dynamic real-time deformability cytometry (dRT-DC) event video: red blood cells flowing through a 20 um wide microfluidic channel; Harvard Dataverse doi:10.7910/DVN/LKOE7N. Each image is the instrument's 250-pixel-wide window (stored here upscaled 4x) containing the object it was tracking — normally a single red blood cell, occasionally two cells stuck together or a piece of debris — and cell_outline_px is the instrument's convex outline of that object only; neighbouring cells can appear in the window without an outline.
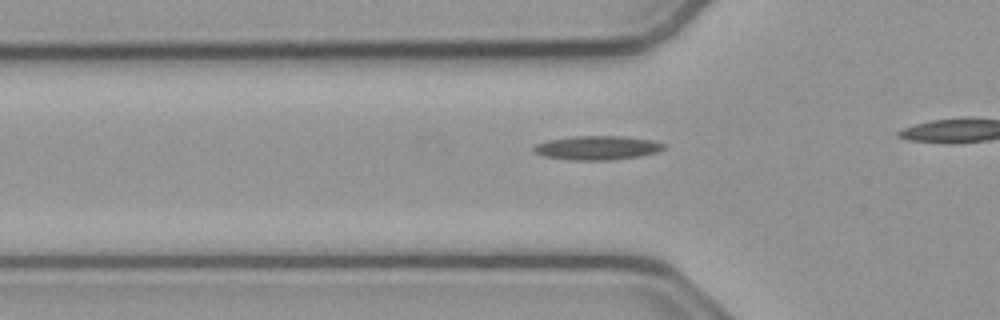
{"species": "common noctule bat (a hibernating species)", "species_latin": "Nyctalus noctula", "temperature_condition": "cold", "stored_images_in_passage": 28, "camera_frame_rate_fps": 3000, "um_per_image_px": 0.085, "animal": {"sex": "male", "body_mass_g": 23.1, "forearm_length_mm": 52.7}, "frame": {"image": 1, "passage_image": 7, "time_ms": 2.0, "image_size_px": [1000, 320], "cell_outline_px": [[668, 144], [664, 148], [656, 152], [640, 156], [612, 160], [572, 160], [544, 156], [536, 152], [532, 148], [536, 144], [548, 140], [572, 136], [624, 136], [652, 140]], "centroid_in_image_um": [50.8, 12.56], "position_along_channel_um": 75.0, "area_um2": 18.21}}
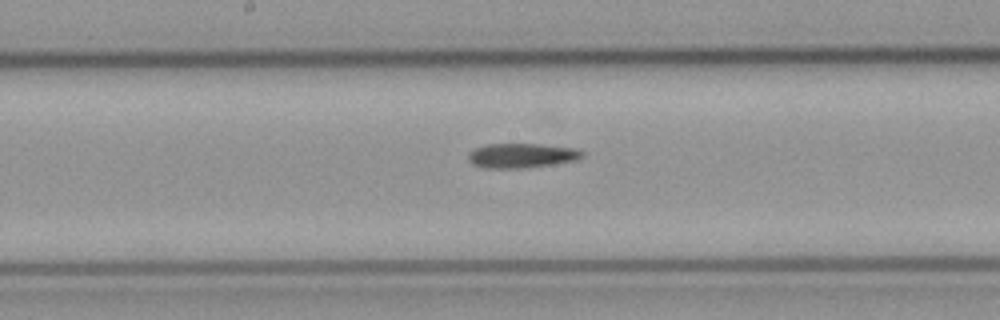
{"frame": {"image": 2, "passage_image": 17, "time_ms": 5.333, "image_size_px": [1000, 320], "cell_outline_px": [[584, 156], [576, 160], [552, 164], [524, 168], [484, 168], [472, 164], [468, 160], [468, 152], [472, 148], [488, 144], [536, 144], [576, 148], [584, 152]], "centroid_in_image_um": [44.3, 13.22], "position_along_channel_um": 203.9, "area_um2": 16.42}}
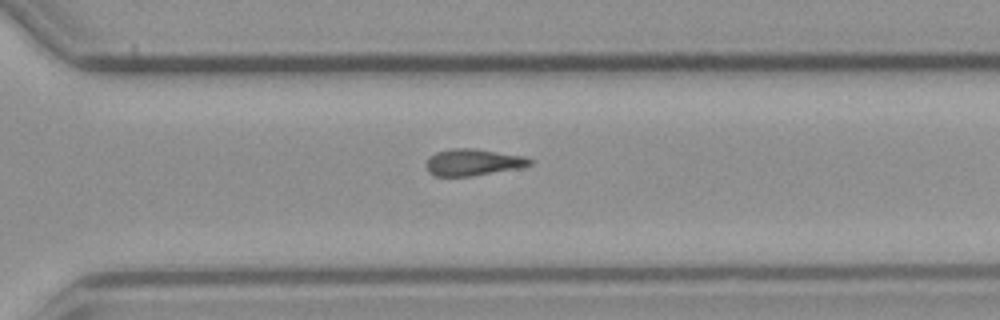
{"frame": {"image": 3, "passage_image": 27, "time_ms": 8.667, "image_size_px": [1000, 320], "cell_outline_px": [[532, 164], [520, 168], [472, 176], [436, 176], [428, 172], [428, 156], [436, 152], [452, 148], [476, 148], [524, 156], [532, 160]], "centroid_in_image_um": [40.23, 13.78], "position_along_channel_um": 330.4, "area_um2": 16.13}}